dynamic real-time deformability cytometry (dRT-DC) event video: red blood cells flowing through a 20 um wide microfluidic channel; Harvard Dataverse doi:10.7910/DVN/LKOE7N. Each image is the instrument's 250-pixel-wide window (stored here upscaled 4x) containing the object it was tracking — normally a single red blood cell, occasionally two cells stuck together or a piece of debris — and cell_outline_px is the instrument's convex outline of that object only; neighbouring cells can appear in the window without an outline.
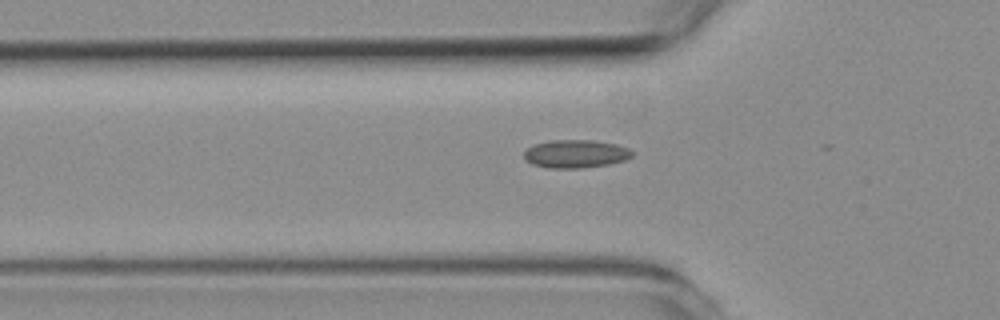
{"species": "common noctule bat (a hibernating species)", "species_latin": "Nyctalus noctula", "temperature_condition": "room temperature", "stored_images_in_passage": 3, "segment_of_instrument_passage": [2, 2], "camera_frame_rate_fps": 3000, "um_per_image_px": 0.085, "animal": {"sex": "female", "body_mass_g": 19.3, "forearm_length_mm": 54.1}, "frame": {"image": 1, "passage_image": 3, "time_ms": 2.333, "image_size_px": [1000, 320], "cell_outline_px": [[632, 156], [624, 160], [608, 164], [580, 168], [548, 168], [532, 164], [524, 160], [524, 152], [532, 144], [552, 140], [592, 140], [616, 144], [628, 148], [632, 152]], "centroid_in_image_um": [48.88, 13.07], "position_along_channel_um": 76.9, "area_um2": 17.69}}